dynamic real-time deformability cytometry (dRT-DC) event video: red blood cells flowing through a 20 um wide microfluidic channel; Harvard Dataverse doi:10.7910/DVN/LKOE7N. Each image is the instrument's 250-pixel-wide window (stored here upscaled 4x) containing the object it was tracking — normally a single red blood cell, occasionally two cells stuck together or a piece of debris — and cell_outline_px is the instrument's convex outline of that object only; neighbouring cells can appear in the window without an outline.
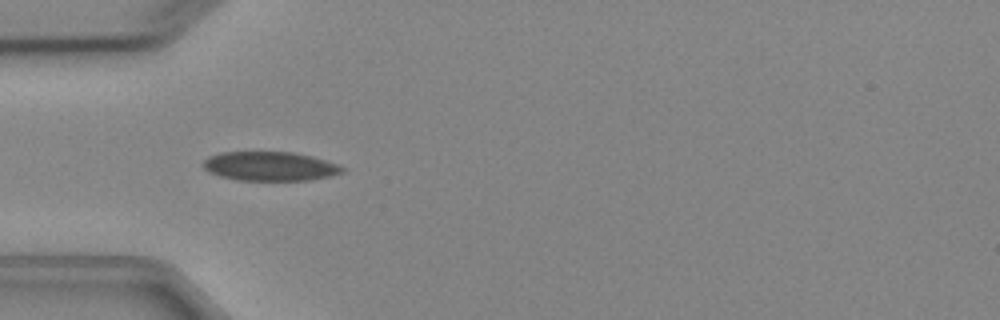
{"species": "Egyptian fruit bat (a non-hibernating species)", "species_latin": "Rousettus aegyptiacus", "temperature_condition": "cold", "stored_images_in_passage": 5, "camera_frame_rate_fps": 3000, "um_per_image_px": 0.085, "animal": {"sex": "female"}, "frame": {"image": 1, "passage_image": 4, "time_ms": 4.667, "image_size_px": [1000, 320], "cell_outline_px": [[344, 172], [328, 176], [308, 180], [236, 180], [220, 176], [208, 172], [200, 164], [208, 156], [220, 152], [292, 152], [312, 156], [340, 164], [344, 168]], "centroid_in_image_um": [22.91, 14.12], "position_along_channel_um": 62.1, "area_um2": 23.76}}